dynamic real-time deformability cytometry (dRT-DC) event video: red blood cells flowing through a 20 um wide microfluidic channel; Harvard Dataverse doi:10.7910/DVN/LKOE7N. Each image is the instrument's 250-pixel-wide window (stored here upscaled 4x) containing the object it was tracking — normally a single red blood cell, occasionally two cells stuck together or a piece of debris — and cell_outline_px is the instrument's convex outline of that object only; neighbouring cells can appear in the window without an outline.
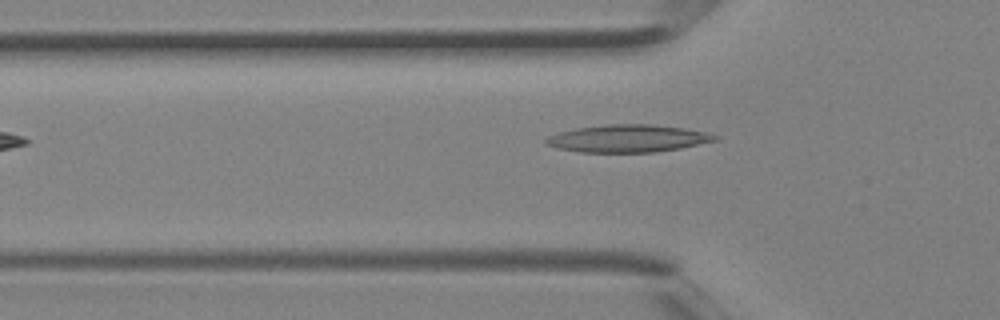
{"species": "Egyptian fruit bat (a non-hibernating species)", "species_latin": "Rousettus aegyptiacus", "temperature_condition": "room temperature", "stored_images_in_passage": 4, "camera_frame_rate_fps": 3000, "um_per_image_px": 0.085, "animal": {"sex": "female"}, "frame": {"image": 1, "passage_image": 4, "time_ms": 1.0, "image_size_px": [1000, 320], "cell_outline_px": [[720, 140], [680, 148], [652, 152], [580, 152], [556, 148], [544, 144], [544, 140], [548, 136], [560, 132], [576, 128], [608, 124], [652, 124], [684, 128], [704, 132], [720, 136]], "centroid_in_image_um": [53.37, 11.77], "position_along_channel_um": 72.4, "area_um2": 27.11}}